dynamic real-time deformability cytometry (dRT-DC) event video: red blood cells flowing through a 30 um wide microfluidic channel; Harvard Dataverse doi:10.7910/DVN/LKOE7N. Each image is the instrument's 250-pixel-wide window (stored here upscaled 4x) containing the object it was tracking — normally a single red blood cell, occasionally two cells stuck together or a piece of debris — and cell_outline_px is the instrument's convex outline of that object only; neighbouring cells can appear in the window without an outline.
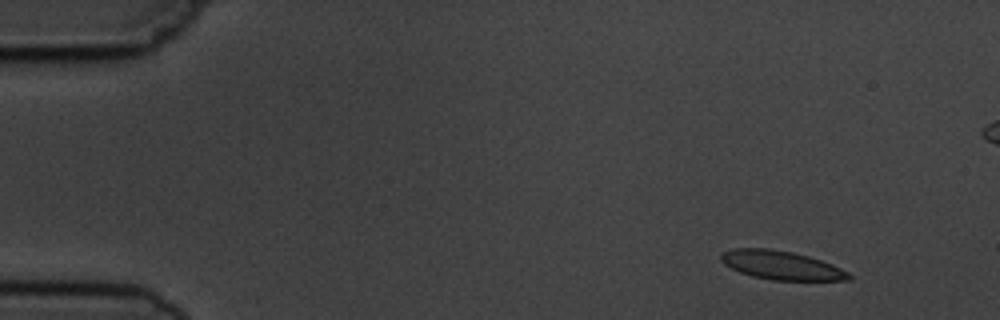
{"species": "common noctule bat (a hibernating species)", "species_latin": "Nyctalus noctula", "temperature_condition": "cold", "stored_images_in_passage": 5, "camera_frame_rate_fps": 3000, "um_per_image_px": 0.085, "animal": {"sex": "male", "body_mass_g": 19.5, "forearm_length_mm": 54.6}, "frame": {"image": 1, "passage_image": 1, "time_ms": 0.0, "image_size_px": [1000, 320], "cell_outline_px": [[852, 280], [772, 280], [752, 276], [740, 272], [724, 264], [720, 260], [720, 256], [724, 252], [732, 248], [768, 248], [792, 252], [808, 256], [832, 264], [848, 272], [852, 276]], "centroid_in_image_um": [66.41, 22.54], "position_along_channel_um": 18.6, "area_um2": 21.33}}